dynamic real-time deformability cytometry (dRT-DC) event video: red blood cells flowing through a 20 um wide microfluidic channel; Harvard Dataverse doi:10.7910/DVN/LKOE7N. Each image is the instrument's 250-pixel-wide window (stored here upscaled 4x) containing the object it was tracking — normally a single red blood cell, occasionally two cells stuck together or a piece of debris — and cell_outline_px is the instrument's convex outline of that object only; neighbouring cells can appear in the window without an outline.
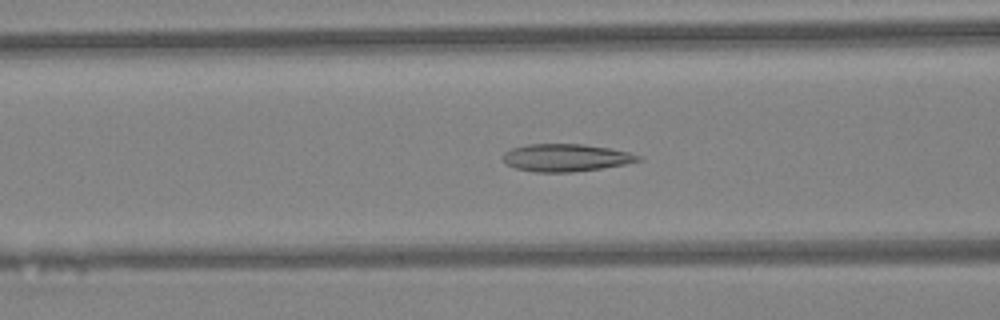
{"species": "Egyptian fruit bat (a non-hibernating species)", "species_latin": "Rousettus aegyptiacus", "temperature_condition": "warm", "stored_images_in_passage": 43, "camera_frame_rate_fps": 3000, "um_per_image_px": 0.085, "animal": {"sex": "female"}, "frame": {"image": 1, "passage_image": 18, "time_ms": 5.667, "image_size_px": [1000, 320], "cell_outline_px": [[644, 160], [624, 164], [600, 168], [572, 172], [536, 172], [516, 168], [508, 164], [500, 156], [504, 152], [512, 148], [528, 144], [584, 144], [608, 148], [628, 152], [640, 156]], "centroid_in_image_um": [48.08, 13.4], "position_along_channel_um": 118.5, "area_um2": 21.56}}
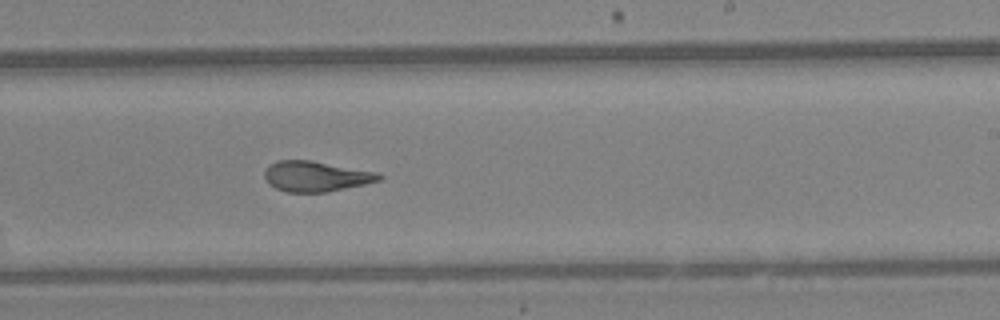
{"frame": {"image": 2, "passage_image": 28, "time_ms": 9.0, "image_size_px": [1000, 320], "cell_outline_px": [[384, 176], [380, 180], [364, 184], [328, 192], [288, 192], [276, 188], [268, 184], [264, 176], [264, 172], [276, 160], [312, 160], [376, 172]], "centroid_in_image_um": [26.85, 14.99], "position_along_channel_um": 262.2, "area_um2": 20.17}}
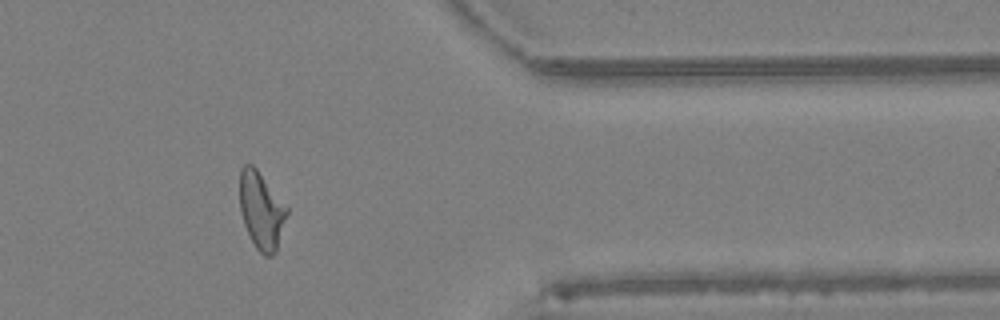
{"frame": {"image": 3, "passage_image": 38, "time_ms": 12.333, "image_size_px": [1000, 320], "cell_outline_px": [[288, 212], [276, 252], [272, 256], [264, 256], [256, 248], [244, 224], [240, 212], [240, 168], [244, 164], [252, 164], [256, 168], [288, 208]], "centroid_in_image_um": [22.21, 17.89], "position_along_channel_um": 389.2, "area_um2": 21.04}, "authors_computed_cell_mechanics": {"area_um2": 21.5016, "velocity_mm_per_s": 4.3318, "shape_relaxation_time_tau1_ms": null, "shape_relaxation_time_tau2_ms": 1.3923, "deformation_change_tau1": null, "deformation_change_tau2": 0.0923}}